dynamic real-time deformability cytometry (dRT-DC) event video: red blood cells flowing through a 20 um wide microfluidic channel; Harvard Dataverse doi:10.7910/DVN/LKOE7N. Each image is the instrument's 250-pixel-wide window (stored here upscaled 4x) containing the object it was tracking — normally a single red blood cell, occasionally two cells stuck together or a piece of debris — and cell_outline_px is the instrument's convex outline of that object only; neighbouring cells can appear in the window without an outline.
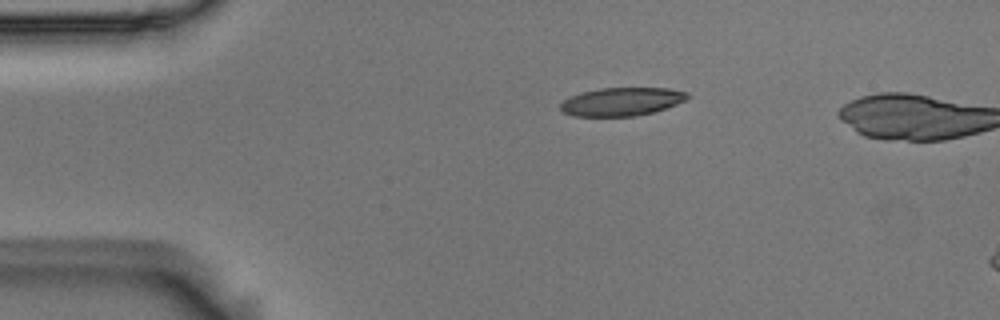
{"species": "Egyptian fruit bat (a non-hibernating species)", "species_latin": "Rousettus aegyptiacus", "temperature_condition": "room temperature", "stored_images_in_passage": 3, "camera_frame_rate_fps": 3000, "um_per_image_px": 0.085, "animal": {"sex": "male"}, "frame": {"image": 1, "passage_image": 2, "time_ms": 0.333, "image_size_px": [1000, 320], "cell_outline_px": [[692, 96], [688, 100], [652, 112], [636, 116], [572, 116], [564, 112], [560, 108], [560, 104], [564, 100], [580, 92], [600, 88], [668, 88], [688, 92]], "centroid_in_image_um": [52.88, 8.63], "position_along_channel_um": 32.1, "area_um2": 20.98}}